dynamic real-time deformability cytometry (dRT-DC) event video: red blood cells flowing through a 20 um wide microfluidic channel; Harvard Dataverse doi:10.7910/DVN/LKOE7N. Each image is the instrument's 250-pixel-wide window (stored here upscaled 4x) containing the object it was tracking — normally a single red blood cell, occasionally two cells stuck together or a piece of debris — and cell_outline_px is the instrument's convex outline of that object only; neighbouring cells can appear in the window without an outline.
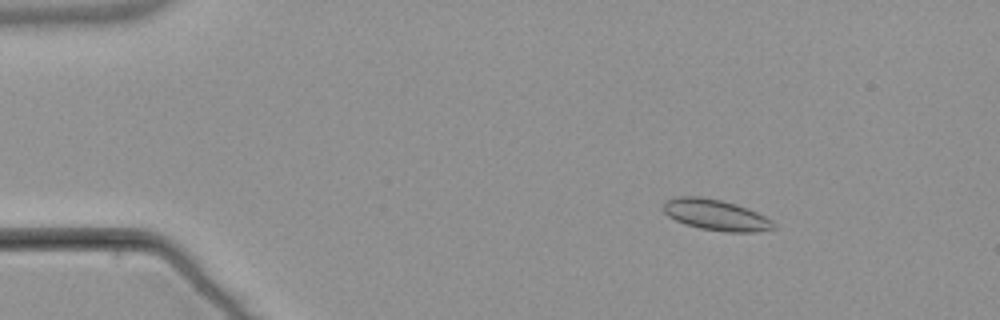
{"species": "common noctule bat (a hibernating species)", "species_latin": "Nyctalus noctula", "temperature_condition": "warm", "stored_images_in_passage": 55, "camera_frame_rate_fps": 3000, "um_per_image_px": 0.085, "animal": {"sex": "male", "body_mass_g": 21.5, "forearm_length_mm": 52.0}, "frame": {"image": 1, "passage_image": 9, "time_ms": 2.667, "image_size_px": [1000, 320], "cell_outline_px": [[776, 228], [756, 232], [724, 232], [700, 228], [684, 224], [668, 216], [664, 212], [664, 204], [668, 200], [680, 196], [700, 196], [720, 200], [736, 204], [748, 208], [772, 220], [776, 224]], "centroid_in_image_um": [60.88, 18.28], "position_along_channel_um": 24.1, "area_um2": 19.83}}
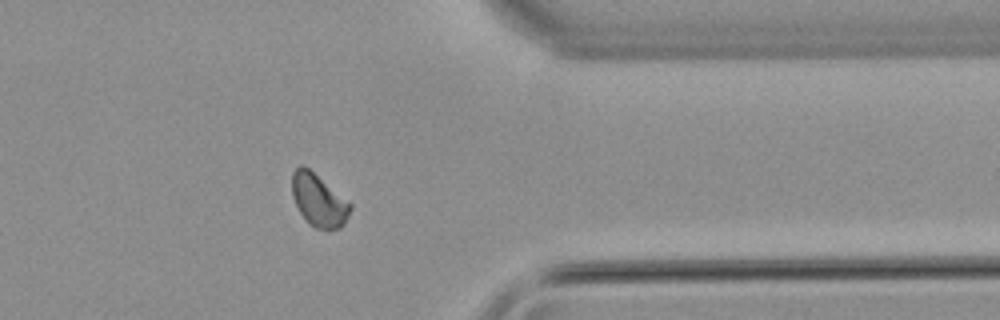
{"frame": {"image": 2, "passage_image": 45, "time_ms": 14.667, "image_size_px": [1000, 320], "cell_outline_px": [[352, 208], [344, 224], [340, 228], [328, 232], [316, 228], [308, 224], [300, 212], [292, 196], [292, 172], [300, 164], [304, 164], [352, 204]], "centroid_in_image_um": [27.09, 17.05], "position_along_channel_um": 384.3, "area_um2": 18.09}}
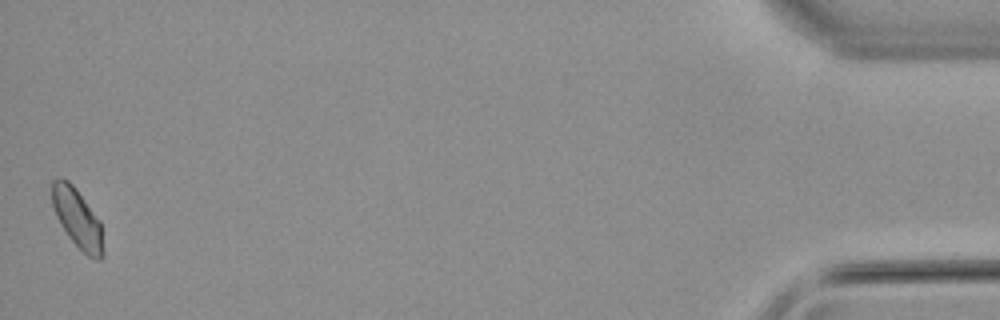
{"frame": {"image": 3, "passage_image": 55, "time_ms": 18.0, "image_size_px": [1000, 320], "cell_outline_px": [[104, 256], [100, 260], [96, 260], [88, 256], [68, 236], [60, 224], [56, 216], [52, 204], [52, 180], [60, 176], [68, 180], [72, 184], [100, 220], [104, 252]], "centroid_in_image_um": [6.58, 18.56], "position_along_channel_um": 428.6, "area_um2": 17.63}}